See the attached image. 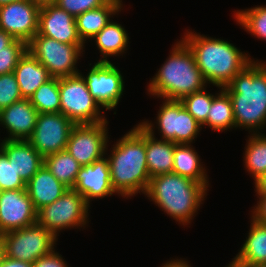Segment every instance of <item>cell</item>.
<instances>
[{"instance_id":"cell-38","label":"cell","mask_w":266,"mask_h":267,"mask_svg":"<svg viewBox=\"0 0 266 267\" xmlns=\"http://www.w3.org/2000/svg\"><path fill=\"white\" fill-rule=\"evenodd\" d=\"M258 203L251 211V217L259 223L266 224V194H257Z\"/></svg>"},{"instance_id":"cell-14","label":"cell","mask_w":266,"mask_h":267,"mask_svg":"<svg viewBox=\"0 0 266 267\" xmlns=\"http://www.w3.org/2000/svg\"><path fill=\"white\" fill-rule=\"evenodd\" d=\"M41 6L30 0L0 6V29L28 44L38 32Z\"/></svg>"},{"instance_id":"cell-33","label":"cell","mask_w":266,"mask_h":267,"mask_svg":"<svg viewBox=\"0 0 266 267\" xmlns=\"http://www.w3.org/2000/svg\"><path fill=\"white\" fill-rule=\"evenodd\" d=\"M0 189L16 190L26 189V183L16 172L15 168L7 158L6 153L0 148Z\"/></svg>"},{"instance_id":"cell-22","label":"cell","mask_w":266,"mask_h":267,"mask_svg":"<svg viewBox=\"0 0 266 267\" xmlns=\"http://www.w3.org/2000/svg\"><path fill=\"white\" fill-rule=\"evenodd\" d=\"M122 0H109L100 8L88 10L76 18V27L79 38L85 44L92 40L111 20L110 18L121 12Z\"/></svg>"},{"instance_id":"cell-6","label":"cell","mask_w":266,"mask_h":267,"mask_svg":"<svg viewBox=\"0 0 266 267\" xmlns=\"http://www.w3.org/2000/svg\"><path fill=\"white\" fill-rule=\"evenodd\" d=\"M90 205L73 189H68L55 202L37 211V222L57 239L65 229L82 228L88 224ZM59 232V233H58Z\"/></svg>"},{"instance_id":"cell-27","label":"cell","mask_w":266,"mask_h":267,"mask_svg":"<svg viewBox=\"0 0 266 267\" xmlns=\"http://www.w3.org/2000/svg\"><path fill=\"white\" fill-rule=\"evenodd\" d=\"M219 91L213 97L207 120L201 125L202 127L208 126L216 132L235 128L230 96L224 88H220Z\"/></svg>"},{"instance_id":"cell-2","label":"cell","mask_w":266,"mask_h":267,"mask_svg":"<svg viewBox=\"0 0 266 267\" xmlns=\"http://www.w3.org/2000/svg\"><path fill=\"white\" fill-rule=\"evenodd\" d=\"M182 40L192 51L196 65L201 71L207 84L224 88L252 60L247 53H243L229 41L211 38L194 33L190 30L184 33Z\"/></svg>"},{"instance_id":"cell-43","label":"cell","mask_w":266,"mask_h":267,"mask_svg":"<svg viewBox=\"0 0 266 267\" xmlns=\"http://www.w3.org/2000/svg\"><path fill=\"white\" fill-rule=\"evenodd\" d=\"M33 3L38 4L39 6H43L46 4H55L56 0H30Z\"/></svg>"},{"instance_id":"cell-47","label":"cell","mask_w":266,"mask_h":267,"mask_svg":"<svg viewBox=\"0 0 266 267\" xmlns=\"http://www.w3.org/2000/svg\"><path fill=\"white\" fill-rule=\"evenodd\" d=\"M225 267H236V266H234L231 263H229L228 266H225Z\"/></svg>"},{"instance_id":"cell-39","label":"cell","mask_w":266,"mask_h":267,"mask_svg":"<svg viewBox=\"0 0 266 267\" xmlns=\"http://www.w3.org/2000/svg\"><path fill=\"white\" fill-rule=\"evenodd\" d=\"M0 267H33V263L8 258L3 255L0 260Z\"/></svg>"},{"instance_id":"cell-4","label":"cell","mask_w":266,"mask_h":267,"mask_svg":"<svg viewBox=\"0 0 266 267\" xmlns=\"http://www.w3.org/2000/svg\"><path fill=\"white\" fill-rule=\"evenodd\" d=\"M172 46L169 57L150 80L147 93L156 98L181 101L205 89L207 82L187 44L180 39Z\"/></svg>"},{"instance_id":"cell-31","label":"cell","mask_w":266,"mask_h":267,"mask_svg":"<svg viewBox=\"0 0 266 267\" xmlns=\"http://www.w3.org/2000/svg\"><path fill=\"white\" fill-rule=\"evenodd\" d=\"M234 13L237 24L254 37L266 41V5L237 10Z\"/></svg>"},{"instance_id":"cell-15","label":"cell","mask_w":266,"mask_h":267,"mask_svg":"<svg viewBox=\"0 0 266 267\" xmlns=\"http://www.w3.org/2000/svg\"><path fill=\"white\" fill-rule=\"evenodd\" d=\"M37 222V210L26 189L0 193V234L21 229Z\"/></svg>"},{"instance_id":"cell-13","label":"cell","mask_w":266,"mask_h":267,"mask_svg":"<svg viewBox=\"0 0 266 267\" xmlns=\"http://www.w3.org/2000/svg\"><path fill=\"white\" fill-rule=\"evenodd\" d=\"M75 126L62 113H39L32 136L28 141L43 156L66 150L70 133Z\"/></svg>"},{"instance_id":"cell-46","label":"cell","mask_w":266,"mask_h":267,"mask_svg":"<svg viewBox=\"0 0 266 267\" xmlns=\"http://www.w3.org/2000/svg\"><path fill=\"white\" fill-rule=\"evenodd\" d=\"M236 267H266V264L261 265H252V266H236Z\"/></svg>"},{"instance_id":"cell-45","label":"cell","mask_w":266,"mask_h":267,"mask_svg":"<svg viewBox=\"0 0 266 267\" xmlns=\"http://www.w3.org/2000/svg\"><path fill=\"white\" fill-rule=\"evenodd\" d=\"M16 1H22V0H0V6Z\"/></svg>"},{"instance_id":"cell-1","label":"cell","mask_w":266,"mask_h":267,"mask_svg":"<svg viewBox=\"0 0 266 267\" xmlns=\"http://www.w3.org/2000/svg\"><path fill=\"white\" fill-rule=\"evenodd\" d=\"M135 126L114 143L108 155L112 188L117 195L125 198L140 192L145 194L150 182L146 129L140 124Z\"/></svg>"},{"instance_id":"cell-11","label":"cell","mask_w":266,"mask_h":267,"mask_svg":"<svg viewBox=\"0 0 266 267\" xmlns=\"http://www.w3.org/2000/svg\"><path fill=\"white\" fill-rule=\"evenodd\" d=\"M108 122L75 124L73 127L66 150L81 166L92 164L107 154Z\"/></svg>"},{"instance_id":"cell-16","label":"cell","mask_w":266,"mask_h":267,"mask_svg":"<svg viewBox=\"0 0 266 267\" xmlns=\"http://www.w3.org/2000/svg\"><path fill=\"white\" fill-rule=\"evenodd\" d=\"M37 34L65 44L85 45L79 38L75 17L56 4L41 6Z\"/></svg>"},{"instance_id":"cell-40","label":"cell","mask_w":266,"mask_h":267,"mask_svg":"<svg viewBox=\"0 0 266 267\" xmlns=\"http://www.w3.org/2000/svg\"><path fill=\"white\" fill-rule=\"evenodd\" d=\"M14 40L15 39L9 33L0 29V51H8V46Z\"/></svg>"},{"instance_id":"cell-26","label":"cell","mask_w":266,"mask_h":267,"mask_svg":"<svg viewBox=\"0 0 266 267\" xmlns=\"http://www.w3.org/2000/svg\"><path fill=\"white\" fill-rule=\"evenodd\" d=\"M92 40H95L96 47L102 56L98 62H110L108 57L122 56L127 51L129 36L126 29L111 18Z\"/></svg>"},{"instance_id":"cell-3","label":"cell","mask_w":266,"mask_h":267,"mask_svg":"<svg viewBox=\"0 0 266 267\" xmlns=\"http://www.w3.org/2000/svg\"><path fill=\"white\" fill-rule=\"evenodd\" d=\"M234 113L235 128L257 134L266 128V62L254 60L224 87ZM261 130V131H260Z\"/></svg>"},{"instance_id":"cell-20","label":"cell","mask_w":266,"mask_h":267,"mask_svg":"<svg viewBox=\"0 0 266 267\" xmlns=\"http://www.w3.org/2000/svg\"><path fill=\"white\" fill-rule=\"evenodd\" d=\"M1 141L0 148L12 162L16 172L27 183L44 164V157L28 140L3 139Z\"/></svg>"},{"instance_id":"cell-7","label":"cell","mask_w":266,"mask_h":267,"mask_svg":"<svg viewBox=\"0 0 266 267\" xmlns=\"http://www.w3.org/2000/svg\"><path fill=\"white\" fill-rule=\"evenodd\" d=\"M60 113L75 124H95L107 121L100 105L89 93L82 75L59 78Z\"/></svg>"},{"instance_id":"cell-28","label":"cell","mask_w":266,"mask_h":267,"mask_svg":"<svg viewBox=\"0 0 266 267\" xmlns=\"http://www.w3.org/2000/svg\"><path fill=\"white\" fill-rule=\"evenodd\" d=\"M44 165L69 189L74 188L77 174L82 167L67 150L45 156Z\"/></svg>"},{"instance_id":"cell-19","label":"cell","mask_w":266,"mask_h":267,"mask_svg":"<svg viewBox=\"0 0 266 267\" xmlns=\"http://www.w3.org/2000/svg\"><path fill=\"white\" fill-rule=\"evenodd\" d=\"M139 124L146 129V160L150 178L172 173L176 143L156 138L155 123L143 120Z\"/></svg>"},{"instance_id":"cell-41","label":"cell","mask_w":266,"mask_h":267,"mask_svg":"<svg viewBox=\"0 0 266 267\" xmlns=\"http://www.w3.org/2000/svg\"><path fill=\"white\" fill-rule=\"evenodd\" d=\"M256 194H266V172L254 182Z\"/></svg>"},{"instance_id":"cell-25","label":"cell","mask_w":266,"mask_h":267,"mask_svg":"<svg viewBox=\"0 0 266 267\" xmlns=\"http://www.w3.org/2000/svg\"><path fill=\"white\" fill-rule=\"evenodd\" d=\"M174 165L172 173L202 183L207 189L209 178L206 167H203L201 159L191 144H176L174 151Z\"/></svg>"},{"instance_id":"cell-34","label":"cell","mask_w":266,"mask_h":267,"mask_svg":"<svg viewBox=\"0 0 266 267\" xmlns=\"http://www.w3.org/2000/svg\"><path fill=\"white\" fill-rule=\"evenodd\" d=\"M26 51L27 44L17 39L8 46V51H0V75L12 73Z\"/></svg>"},{"instance_id":"cell-9","label":"cell","mask_w":266,"mask_h":267,"mask_svg":"<svg viewBox=\"0 0 266 267\" xmlns=\"http://www.w3.org/2000/svg\"><path fill=\"white\" fill-rule=\"evenodd\" d=\"M4 256L33 263L55 249L58 240L38 222L2 234Z\"/></svg>"},{"instance_id":"cell-37","label":"cell","mask_w":266,"mask_h":267,"mask_svg":"<svg viewBox=\"0 0 266 267\" xmlns=\"http://www.w3.org/2000/svg\"><path fill=\"white\" fill-rule=\"evenodd\" d=\"M53 249L50 253L38 258L33 262V267H68L62 255Z\"/></svg>"},{"instance_id":"cell-18","label":"cell","mask_w":266,"mask_h":267,"mask_svg":"<svg viewBox=\"0 0 266 267\" xmlns=\"http://www.w3.org/2000/svg\"><path fill=\"white\" fill-rule=\"evenodd\" d=\"M39 112L29 99H21L0 110V127L6 129L4 140H28L34 131Z\"/></svg>"},{"instance_id":"cell-44","label":"cell","mask_w":266,"mask_h":267,"mask_svg":"<svg viewBox=\"0 0 266 267\" xmlns=\"http://www.w3.org/2000/svg\"><path fill=\"white\" fill-rule=\"evenodd\" d=\"M4 255V250H3V239H2V235L0 234V260Z\"/></svg>"},{"instance_id":"cell-23","label":"cell","mask_w":266,"mask_h":267,"mask_svg":"<svg viewBox=\"0 0 266 267\" xmlns=\"http://www.w3.org/2000/svg\"><path fill=\"white\" fill-rule=\"evenodd\" d=\"M248 236L238 254L230 262L234 266L266 264V224L251 217Z\"/></svg>"},{"instance_id":"cell-36","label":"cell","mask_w":266,"mask_h":267,"mask_svg":"<svg viewBox=\"0 0 266 267\" xmlns=\"http://www.w3.org/2000/svg\"><path fill=\"white\" fill-rule=\"evenodd\" d=\"M109 0H56L55 4L70 13L73 17H77L88 10L100 8Z\"/></svg>"},{"instance_id":"cell-35","label":"cell","mask_w":266,"mask_h":267,"mask_svg":"<svg viewBox=\"0 0 266 267\" xmlns=\"http://www.w3.org/2000/svg\"><path fill=\"white\" fill-rule=\"evenodd\" d=\"M23 99L14 73L0 75V110Z\"/></svg>"},{"instance_id":"cell-32","label":"cell","mask_w":266,"mask_h":267,"mask_svg":"<svg viewBox=\"0 0 266 267\" xmlns=\"http://www.w3.org/2000/svg\"><path fill=\"white\" fill-rule=\"evenodd\" d=\"M214 95L205 89L185 96L181 102L201 125L207 120Z\"/></svg>"},{"instance_id":"cell-5","label":"cell","mask_w":266,"mask_h":267,"mask_svg":"<svg viewBox=\"0 0 266 267\" xmlns=\"http://www.w3.org/2000/svg\"><path fill=\"white\" fill-rule=\"evenodd\" d=\"M207 191L200 182L175 173H166L150 178L144 195L178 224L184 226L189 225L197 210H200Z\"/></svg>"},{"instance_id":"cell-17","label":"cell","mask_w":266,"mask_h":267,"mask_svg":"<svg viewBox=\"0 0 266 267\" xmlns=\"http://www.w3.org/2000/svg\"><path fill=\"white\" fill-rule=\"evenodd\" d=\"M73 190L82 195L89 205L93 199L116 194L111 185L108 158L103 156L92 164L82 166L77 174Z\"/></svg>"},{"instance_id":"cell-10","label":"cell","mask_w":266,"mask_h":267,"mask_svg":"<svg viewBox=\"0 0 266 267\" xmlns=\"http://www.w3.org/2000/svg\"><path fill=\"white\" fill-rule=\"evenodd\" d=\"M156 119V127L162 134L161 140L176 144H193L202 128L178 100L163 99Z\"/></svg>"},{"instance_id":"cell-12","label":"cell","mask_w":266,"mask_h":267,"mask_svg":"<svg viewBox=\"0 0 266 267\" xmlns=\"http://www.w3.org/2000/svg\"><path fill=\"white\" fill-rule=\"evenodd\" d=\"M89 93L100 105L101 109L112 110L116 108L122 98L125 85L124 78L111 61L96 62L92 65L87 75L84 76Z\"/></svg>"},{"instance_id":"cell-21","label":"cell","mask_w":266,"mask_h":267,"mask_svg":"<svg viewBox=\"0 0 266 267\" xmlns=\"http://www.w3.org/2000/svg\"><path fill=\"white\" fill-rule=\"evenodd\" d=\"M68 189L53 176L44 164L26 183V190L37 211L43 206L55 202Z\"/></svg>"},{"instance_id":"cell-42","label":"cell","mask_w":266,"mask_h":267,"mask_svg":"<svg viewBox=\"0 0 266 267\" xmlns=\"http://www.w3.org/2000/svg\"><path fill=\"white\" fill-rule=\"evenodd\" d=\"M189 262H187L186 260H182V259H173V260H169L166 263H164L163 265H161V267H191V264H188Z\"/></svg>"},{"instance_id":"cell-8","label":"cell","mask_w":266,"mask_h":267,"mask_svg":"<svg viewBox=\"0 0 266 267\" xmlns=\"http://www.w3.org/2000/svg\"><path fill=\"white\" fill-rule=\"evenodd\" d=\"M84 45L65 44L53 38L36 34L27 44V50L48 70L53 78L79 74L77 61L85 52Z\"/></svg>"},{"instance_id":"cell-24","label":"cell","mask_w":266,"mask_h":267,"mask_svg":"<svg viewBox=\"0 0 266 267\" xmlns=\"http://www.w3.org/2000/svg\"><path fill=\"white\" fill-rule=\"evenodd\" d=\"M23 98L29 99L34 92L52 77L48 70L27 50L13 71Z\"/></svg>"},{"instance_id":"cell-29","label":"cell","mask_w":266,"mask_h":267,"mask_svg":"<svg viewBox=\"0 0 266 267\" xmlns=\"http://www.w3.org/2000/svg\"><path fill=\"white\" fill-rule=\"evenodd\" d=\"M244 154V166L254 181L266 172V135L250 134Z\"/></svg>"},{"instance_id":"cell-30","label":"cell","mask_w":266,"mask_h":267,"mask_svg":"<svg viewBox=\"0 0 266 267\" xmlns=\"http://www.w3.org/2000/svg\"><path fill=\"white\" fill-rule=\"evenodd\" d=\"M39 113L60 112L59 78H51L42 84L29 98Z\"/></svg>"}]
</instances>
